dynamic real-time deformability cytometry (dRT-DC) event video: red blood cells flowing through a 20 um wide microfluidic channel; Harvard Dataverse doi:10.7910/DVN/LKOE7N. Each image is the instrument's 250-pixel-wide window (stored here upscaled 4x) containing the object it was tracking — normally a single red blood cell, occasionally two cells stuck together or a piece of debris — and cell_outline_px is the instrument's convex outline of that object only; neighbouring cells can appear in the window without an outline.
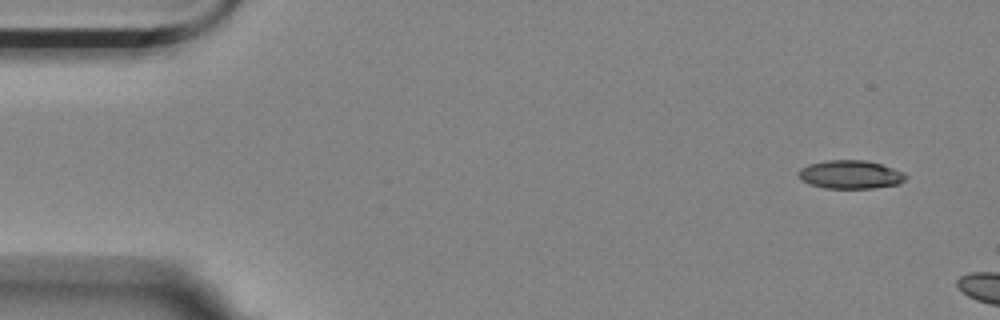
{"species": "Egyptian fruit bat (a non-hibernating species)", "species_latin": "Rousettus aegyptiacus", "temperature_condition": "room temperature", "stored_images_in_passage": 3, "camera_frame_rate_fps": 3000, "um_per_image_px": 0.085, "animal": {"sex": "female"}, "frame": {"image": 1, "passage_image": 1, "time_ms": 0.0, "image_size_px": [1000, 320], "cell_outline_px": [[908, 176], [904, 180], [896, 184], [872, 188], [824, 188], [808, 184], [800, 180], [796, 172], [800, 168], [808, 164], [824, 160], [868, 160], [904, 172]], "centroid_in_image_um": [72.21, 14.83], "position_along_channel_um": 12.8, "area_um2": 17.92}}